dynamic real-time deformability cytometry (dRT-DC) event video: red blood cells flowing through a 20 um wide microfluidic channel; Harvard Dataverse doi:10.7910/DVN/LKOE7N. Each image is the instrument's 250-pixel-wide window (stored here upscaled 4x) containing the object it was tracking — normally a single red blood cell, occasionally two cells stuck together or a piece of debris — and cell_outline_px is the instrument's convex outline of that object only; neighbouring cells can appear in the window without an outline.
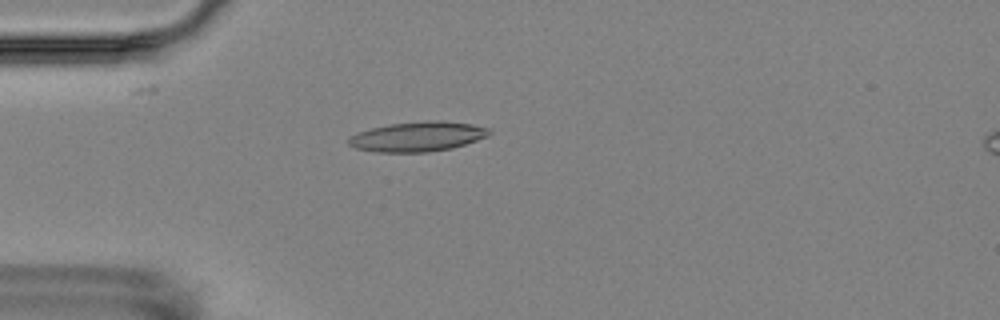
{"species": "Egyptian fruit bat (a non-hibernating species)", "species_latin": "Rousettus aegyptiacus", "temperature_condition": "room temperature", "stored_images_in_passage": 4, "camera_frame_rate_fps": 3000, "um_per_image_px": 0.085, "animal": {"sex": "female"}, "frame": {"image": 1, "passage_image": 3, "time_ms": 2.333, "image_size_px": [1000, 320], "cell_outline_px": [[492, 132], [488, 136], [452, 148], [428, 152], [376, 152], [356, 148], [348, 144], [348, 136], [372, 128], [388, 124], [424, 120], [444, 120], [472, 124], [492, 128]], "centroid_in_image_um": [35.53, 11.59], "position_along_channel_um": 49.5, "area_um2": 24.62}}